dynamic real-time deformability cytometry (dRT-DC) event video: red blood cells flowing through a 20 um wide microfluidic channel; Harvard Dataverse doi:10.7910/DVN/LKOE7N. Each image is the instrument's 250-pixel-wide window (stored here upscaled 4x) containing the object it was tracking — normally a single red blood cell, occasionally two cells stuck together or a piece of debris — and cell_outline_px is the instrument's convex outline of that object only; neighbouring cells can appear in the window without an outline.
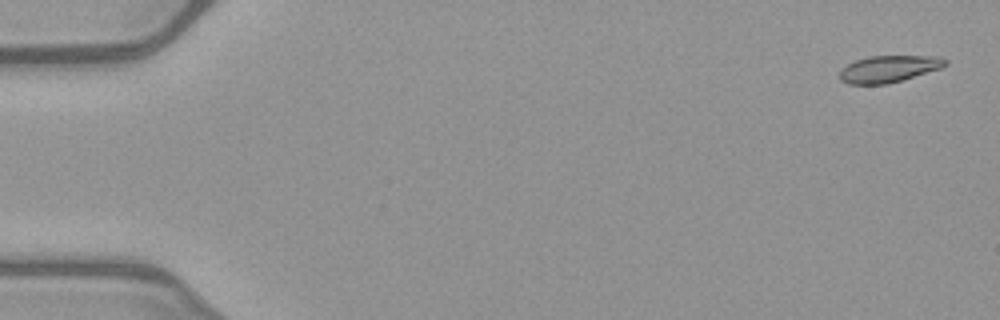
{"species": "common noctule bat (a hibernating species)", "species_latin": "Nyctalus noctula", "temperature_condition": "warm", "stored_images_in_passage": 51, "camera_frame_rate_fps": 3000, "um_per_image_px": 0.085, "animal": {"sex": "female", "body_mass_g": 21.9}, "frame": {"image": 1, "passage_image": 1, "time_ms": 0.0, "image_size_px": [1000, 320], "cell_outline_px": [[948, 64], [940, 68], [888, 84], [848, 84], [840, 80], [840, 68], [856, 60], [868, 56], [940, 56], [948, 60]], "centroid_in_image_um": [75.53, 5.85], "position_along_channel_um": 9.5, "area_um2": 16.47}}
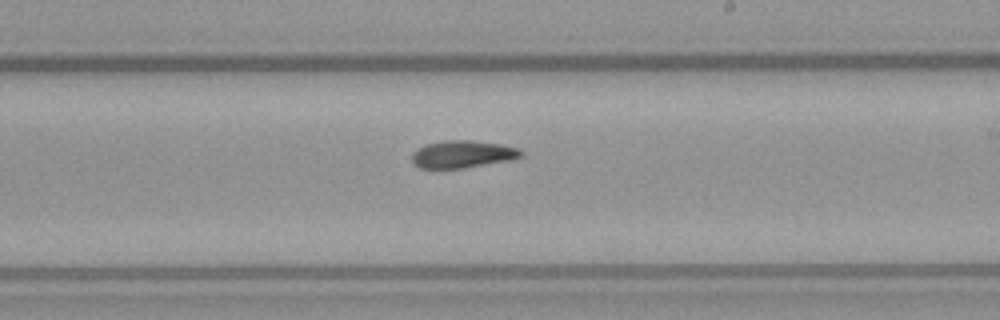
{"frame": {"image": 2, "passage_image": 30, "time_ms": 9.667, "image_size_px": [1000, 320], "cell_outline_px": [[524, 156], [512, 160], [464, 168], [420, 168], [412, 164], [412, 152], [416, 148], [428, 144], [444, 140], [472, 140], [500, 144], [520, 148], [524, 152]], "centroid_in_image_um": [39.34, 13.11], "position_along_channel_um": 249.7, "area_um2": 17.69}}
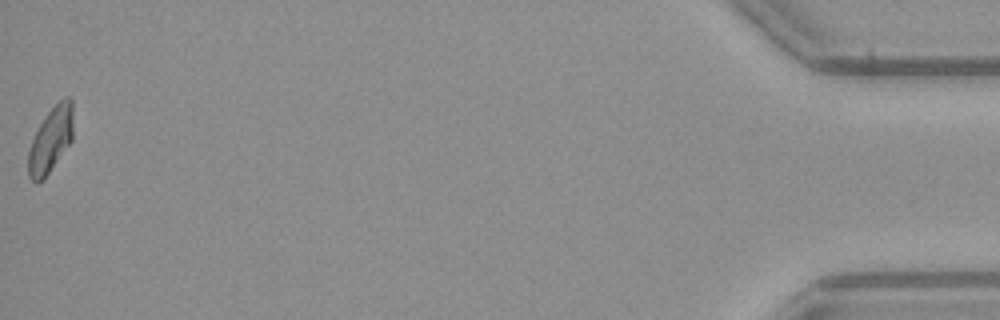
{"frame": {"image": 3, "passage_image": 51, "time_ms": 16.667, "image_size_px": [1000, 320], "cell_outline_px": [[72, 140], [44, 180], [36, 184], [28, 176], [28, 152], [32, 140], [40, 124], [48, 112], [64, 96], [68, 96], [72, 100]], "centroid_in_image_um": [4.3, 11.92], "position_along_channel_um": 430.9, "area_um2": 16.99}, "authors_computed_cell_mechanics": {"area_um2": 17.2822, "velocity_mm_per_s": 4.0316, "shape_relaxation_time_tau1_ms": 9.4748, "shape_relaxation_time_tau2_ms": null, "deformation_change_tau1": 0.218, "deformation_change_tau2": null}}